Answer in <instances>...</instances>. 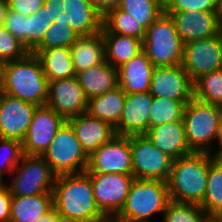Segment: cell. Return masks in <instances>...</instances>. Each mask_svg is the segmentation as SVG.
I'll use <instances>...</instances> for the list:
<instances>
[{
	"label": "cell",
	"mask_w": 222,
	"mask_h": 222,
	"mask_svg": "<svg viewBox=\"0 0 222 222\" xmlns=\"http://www.w3.org/2000/svg\"><path fill=\"white\" fill-rule=\"evenodd\" d=\"M67 121L88 155L116 135L115 128L110 123L91 117L88 113L71 117Z\"/></svg>",
	"instance_id": "20"
},
{
	"label": "cell",
	"mask_w": 222,
	"mask_h": 222,
	"mask_svg": "<svg viewBox=\"0 0 222 222\" xmlns=\"http://www.w3.org/2000/svg\"><path fill=\"white\" fill-rule=\"evenodd\" d=\"M117 7L139 21L146 30L165 12L161 0H118Z\"/></svg>",
	"instance_id": "29"
},
{
	"label": "cell",
	"mask_w": 222,
	"mask_h": 222,
	"mask_svg": "<svg viewBox=\"0 0 222 222\" xmlns=\"http://www.w3.org/2000/svg\"><path fill=\"white\" fill-rule=\"evenodd\" d=\"M165 13L173 19L184 45L191 41L217 36L222 32L215 12L165 11Z\"/></svg>",
	"instance_id": "19"
},
{
	"label": "cell",
	"mask_w": 222,
	"mask_h": 222,
	"mask_svg": "<svg viewBox=\"0 0 222 222\" xmlns=\"http://www.w3.org/2000/svg\"><path fill=\"white\" fill-rule=\"evenodd\" d=\"M7 187L12 196L52 194L57 175L42 156L23 155L12 171Z\"/></svg>",
	"instance_id": "8"
},
{
	"label": "cell",
	"mask_w": 222,
	"mask_h": 222,
	"mask_svg": "<svg viewBox=\"0 0 222 222\" xmlns=\"http://www.w3.org/2000/svg\"><path fill=\"white\" fill-rule=\"evenodd\" d=\"M142 47L155 67L182 64L184 44L173 19L165 12L146 30Z\"/></svg>",
	"instance_id": "5"
},
{
	"label": "cell",
	"mask_w": 222,
	"mask_h": 222,
	"mask_svg": "<svg viewBox=\"0 0 222 222\" xmlns=\"http://www.w3.org/2000/svg\"><path fill=\"white\" fill-rule=\"evenodd\" d=\"M3 26L27 49V16L8 8Z\"/></svg>",
	"instance_id": "39"
},
{
	"label": "cell",
	"mask_w": 222,
	"mask_h": 222,
	"mask_svg": "<svg viewBox=\"0 0 222 222\" xmlns=\"http://www.w3.org/2000/svg\"><path fill=\"white\" fill-rule=\"evenodd\" d=\"M2 94H3V88H2V84H0V98H1Z\"/></svg>",
	"instance_id": "54"
},
{
	"label": "cell",
	"mask_w": 222,
	"mask_h": 222,
	"mask_svg": "<svg viewBox=\"0 0 222 222\" xmlns=\"http://www.w3.org/2000/svg\"><path fill=\"white\" fill-rule=\"evenodd\" d=\"M210 216L200 205L170 199L162 222H207Z\"/></svg>",
	"instance_id": "34"
},
{
	"label": "cell",
	"mask_w": 222,
	"mask_h": 222,
	"mask_svg": "<svg viewBox=\"0 0 222 222\" xmlns=\"http://www.w3.org/2000/svg\"><path fill=\"white\" fill-rule=\"evenodd\" d=\"M88 174L91 178L95 201L100 211L106 217L117 215L125 203L135 177L117 173Z\"/></svg>",
	"instance_id": "13"
},
{
	"label": "cell",
	"mask_w": 222,
	"mask_h": 222,
	"mask_svg": "<svg viewBox=\"0 0 222 222\" xmlns=\"http://www.w3.org/2000/svg\"><path fill=\"white\" fill-rule=\"evenodd\" d=\"M5 64L6 62L0 59V84H3Z\"/></svg>",
	"instance_id": "50"
},
{
	"label": "cell",
	"mask_w": 222,
	"mask_h": 222,
	"mask_svg": "<svg viewBox=\"0 0 222 222\" xmlns=\"http://www.w3.org/2000/svg\"><path fill=\"white\" fill-rule=\"evenodd\" d=\"M194 98L222 106V69L204 74L194 81Z\"/></svg>",
	"instance_id": "32"
},
{
	"label": "cell",
	"mask_w": 222,
	"mask_h": 222,
	"mask_svg": "<svg viewBox=\"0 0 222 222\" xmlns=\"http://www.w3.org/2000/svg\"><path fill=\"white\" fill-rule=\"evenodd\" d=\"M218 145V150H215L212 155L213 157L222 163V132H221V135H220V140H219V143L217 144ZM220 146V147H219Z\"/></svg>",
	"instance_id": "47"
},
{
	"label": "cell",
	"mask_w": 222,
	"mask_h": 222,
	"mask_svg": "<svg viewBox=\"0 0 222 222\" xmlns=\"http://www.w3.org/2000/svg\"><path fill=\"white\" fill-rule=\"evenodd\" d=\"M188 102L153 97L150 128L182 120L184 108Z\"/></svg>",
	"instance_id": "33"
},
{
	"label": "cell",
	"mask_w": 222,
	"mask_h": 222,
	"mask_svg": "<svg viewBox=\"0 0 222 222\" xmlns=\"http://www.w3.org/2000/svg\"><path fill=\"white\" fill-rule=\"evenodd\" d=\"M161 1L165 5L169 0H161Z\"/></svg>",
	"instance_id": "55"
},
{
	"label": "cell",
	"mask_w": 222,
	"mask_h": 222,
	"mask_svg": "<svg viewBox=\"0 0 222 222\" xmlns=\"http://www.w3.org/2000/svg\"><path fill=\"white\" fill-rule=\"evenodd\" d=\"M182 66L193 82L204 74L222 69V32L186 43Z\"/></svg>",
	"instance_id": "12"
},
{
	"label": "cell",
	"mask_w": 222,
	"mask_h": 222,
	"mask_svg": "<svg viewBox=\"0 0 222 222\" xmlns=\"http://www.w3.org/2000/svg\"><path fill=\"white\" fill-rule=\"evenodd\" d=\"M29 51L3 25L0 26V59L5 62L23 58Z\"/></svg>",
	"instance_id": "38"
},
{
	"label": "cell",
	"mask_w": 222,
	"mask_h": 222,
	"mask_svg": "<svg viewBox=\"0 0 222 222\" xmlns=\"http://www.w3.org/2000/svg\"><path fill=\"white\" fill-rule=\"evenodd\" d=\"M42 157L57 176L85 172L89 160L68 121L58 129Z\"/></svg>",
	"instance_id": "7"
},
{
	"label": "cell",
	"mask_w": 222,
	"mask_h": 222,
	"mask_svg": "<svg viewBox=\"0 0 222 222\" xmlns=\"http://www.w3.org/2000/svg\"><path fill=\"white\" fill-rule=\"evenodd\" d=\"M145 135L157 148L173 159L193 153L186 141L183 120L152 127Z\"/></svg>",
	"instance_id": "21"
},
{
	"label": "cell",
	"mask_w": 222,
	"mask_h": 222,
	"mask_svg": "<svg viewBox=\"0 0 222 222\" xmlns=\"http://www.w3.org/2000/svg\"><path fill=\"white\" fill-rule=\"evenodd\" d=\"M87 173L133 175L131 136L115 135L89 155Z\"/></svg>",
	"instance_id": "11"
},
{
	"label": "cell",
	"mask_w": 222,
	"mask_h": 222,
	"mask_svg": "<svg viewBox=\"0 0 222 222\" xmlns=\"http://www.w3.org/2000/svg\"><path fill=\"white\" fill-rule=\"evenodd\" d=\"M53 208V194L12 196L10 222H35Z\"/></svg>",
	"instance_id": "27"
},
{
	"label": "cell",
	"mask_w": 222,
	"mask_h": 222,
	"mask_svg": "<svg viewBox=\"0 0 222 222\" xmlns=\"http://www.w3.org/2000/svg\"><path fill=\"white\" fill-rule=\"evenodd\" d=\"M45 105L67 121L71 117L87 113L88 99L74 76L49 82Z\"/></svg>",
	"instance_id": "16"
},
{
	"label": "cell",
	"mask_w": 222,
	"mask_h": 222,
	"mask_svg": "<svg viewBox=\"0 0 222 222\" xmlns=\"http://www.w3.org/2000/svg\"><path fill=\"white\" fill-rule=\"evenodd\" d=\"M12 195L5 187L0 190V222H10Z\"/></svg>",
	"instance_id": "42"
},
{
	"label": "cell",
	"mask_w": 222,
	"mask_h": 222,
	"mask_svg": "<svg viewBox=\"0 0 222 222\" xmlns=\"http://www.w3.org/2000/svg\"><path fill=\"white\" fill-rule=\"evenodd\" d=\"M153 96L150 92L126 94L116 135H143L150 129V110Z\"/></svg>",
	"instance_id": "18"
},
{
	"label": "cell",
	"mask_w": 222,
	"mask_h": 222,
	"mask_svg": "<svg viewBox=\"0 0 222 222\" xmlns=\"http://www.w3.org/2000/svg\"><path fill=\"white\" fill-rule=\"evenodd\" d=\"M220 110H221V120H222V106H220Z\"/></svg>",
	"instance_id": "56"
},
{
	"label": "cell",
	"mask_w": 222,
	"mask_h": 222,
	"mask_svg": "<svg viewBox=\"0 0 222 222\" xmlns=\"http://www.w3.org/2000/svg\"><path fill=\"white\" fill-rule=\"evenodd\" d=\"M78 38L79 36L69 24L54 22L44 33L42 42L32 51V53L37 55L44 49L71 47Z\"/></svg>",
	"instance_id": "35"
},
{
	"label": "cell",
	"mask_w": 222,
	"mask_h": 222,
	"mask_svg": "<svg viewBox=\"0 0 222 222\" xmlns=\"http://www.w3.org/2000/svg\"><path fill=\"white\" fill-rule=\"evenodd\" d=\"M3 177L4 175L0 173V190L7 187V181L4 182Z\"/></svg>",
	"instance_id": "51"
},
{
	"label": "cell",
	"mask_w": 222,
	"mask_h": 222,
	"mask_svg": "<svg viewBox=\"0 0 222 222\" xmlns=\"http://www.w3.org/2000/svg\"><path fill=\"white\" fill-rule=\"evenodd\" d=\"M48 222H71L67 219L61 218L58 213L56 212V210L54 208H52L49 212H48Z\"/></svg>",
	"instance_id": "44"
},
{
	"label": "cell",
	"mask_w": 222,
	"mask_h": 222,
	"mask_svg": "<svg viewBox=\"0 0 222 222\" xmlns=\"http://www.w3.org/2000/svg\"><path fill=\"white\" fill-rule=\"evenodd\" d=\"M23 155L22 142L0 138V173L10 175Z\"/></svg>",
	"instance_id": "37"
},
{
	"label": "cell",
	"mask_w": 222,
	"mask_h": 222,
	"mask_svg": "<svg viewBox=\"0 0 222 222\" xmlns=\"http://www.w3.org/2000/svg\"><path fill=\"white\" fill-rule=\"evenodd\" d=\"M149 92L153 97L191 101L194 98V82L190 79L182 64L155 67Z\"/></svg>",
	"instance_id": "15"
},
{
	"label": "cell",
	"mask_w": 222,
	"mask_h": 222,
	"mask_svg": "<svg viewBox=\"0 0 222 222\" xmlns=\"http://www.w3.org/2000/svg\"><path fill=\"white\" fill-rule=\"evenodd\" d=\"M155 66L142 50L118 69V85L126 93L149 92Z\"/></svg>",
	"instance_id": "22"
},
{
	"label": "cell",
	"mask_w": 222,
	"mask_h": 222,
	"mask_svg": "<svg viewBox=\"0 0 222 222\" xmlns=\"http://www.w3.org/2000/svg\"><path fill=\"white\" fill-rule=\"evenodd\" d=\"M109 217L113 220V222H146V221L126 219V218L121 217L119 215H113V216H109Z\"/></svg>",
	"instance_id": "48"
},
{
	"label": "cell",
	"mask_w": 222,
	"mask_h": 222,
	"mask_svg": "<svg viewBox=\"0 0 222 222\" xmlns=\"http://www.w3.org/2000/svg\"><path fill=\"white\" fill-rule=\"evenodd\" d=\"M35 222H48V213H46L42 217L38 218Z\"/></svg>",
	"instance_id": "52"
},
{
	"label": "cell",
	"mask_w": 222,
	"mask_h": 222,
	"mask_svg": "<svg viewBox=\"0 0 222 222\" xmlns=\"http://www.w3.org/2000/svg\"><path fill=\"white\" fill-rule=\"evenodd\" d=\"M65 121L52 108L46 105L38 106L22 141L23 153L42 156Z\"/></svg>",
	"instance_id": "14"
},
{
	"label": "cell",
	"mask_w": 222,
	"mask_h": 222,
	"mask_svg": "<svg viewBox=\"0 0 222 222\" xmlns=\"http://www.w3.org/2000/svg\"><path fill=\"white\" fill-rule=\"evenodd\" d=\"M210 219L213 222H222V210L215 212L213 215L210 216Z\"/></svg>",
	"instance_id": "49"
},
{
	"label": "cell",
	"mask_w": 222,
	"mask_h": 222,
	"mask_svg": "<svg viewBox=\"0 0 222 222\" xmlns=\"http://www.w3.org/2000/svg\"><path fill=\"white\" fill-rule=\"evenodd\" d=\"M101 33L105 43V60L115 68L130 61L143 50L142 40L110 33L104 26Z\"/></svg>",
	"instance_id": "25"
},
{
	"label": "cell",
	"mask_w": 222,
	"mask_h": 222,
	"mask_svg": "<svg viewBox=\"0 0 222 222\" xmlns=\"http://www.w3.org/2000/svg\"><path fill=\"white\" fill-rule=\"evenodd\" d=\"M53 194V208L61 218L71 222H95L106 216L98 208L89 174L57 176Z\"/></svg>",
	"instance_id": "1"
},
{
	"label": "cell",
	"mask_w": 222,
	"mask_h": 222,
	"mask_svg": "<svg viewBox=\"0 0 222 222\" xmlns=\"http://www.w3.org/2000/svg\"><path fill=\"white\" fill-rule=\"evenodd\" d=\"M170 200L167 181L135 179L125 203L117 214L130 220L146 221L154 215L161 218Z\"/></svg>",
	"instance_id": "6"
},
{
	"label": "cell",
	"mask_w": 222,
	"mask_h": 222,
	"mask_svg": "<svg viewBox=\"0 0 222 222\" xmlns=\"http://www.w3.org/2000/svg\"><path fill=\"white\" fill-rule=\"evenodd\" d=\"M210 154L192 153L174 159L167 187L172 200L201 205L207 184Z\"/></svg>",
	"instance_id": "3"
},
{
	"label": "cell",
	"mask_w": 222,
	"mask_h": 222,
	"mask_svg": "<svg viewBox=\"0 0 222 222\" xmlns=\"http://www.w3.org/2000/svg\"><path fill=\"white\" fill-rule=\"evenodd\" d=\"M76 77L88 100L119 86L118 69L107 61L76 73Z\"/></svg>",
	"instance_id": "23"
},
{
	"label": "cell",
	"mask_w": 222,
	"mask_h": 222,
	"mask_svg": "<svg viewBox=\"0 0 222 222\" xmlns=\"http://www.w3.org/2000/svg\"><path fill=\"white\" fill-rule=\"evenodd\" d=\"M165 11H207L216 12V0H169Z\"/></svg>",
	"instance_id": "40"
},
{
	"label": "cell",
	"mask_w": 222,
	"mask_h": 222,
	"mask_svg": "<svg viewBox=\"0 0 222 222\" xmlns=\"http://www.w3.org/2000/svg\"><path fill=\"white\" fill-rule=\"evenodd\" d=\"M75 73L105 62V43L102 33L81 36L70 47Z\"/></svg>",
	"instance_id": "24"
},
{
	"label": "cell",
	"mask_w": 222,
	"mask_h": 222,
	"mask_svg": "<svg viewBox=\"0 0 222 222\" xmlns=\"http://www.w3.org/2000/svg\"><path fill=\"white\" fill-rule=\"evenodd\" d=\"M91 4L103 15L110 9L117 6L118 0H89Z\"/></svg>",
	"instance_id": "43"
},
{
	"label": "cell",
	"mask_w": 222,
	"mask_h": 222,
	"mask_svg": "<svg viewBox=\"0 0 222 222\" xmlns=\"http://www.w3.org/2000/svg\"><path fill=\"white\" fill-rule=\"evenodd\" d=\"M182 120L190 150L193 153L213 154L216 150L214 145L219 143L222 132L220 106L193 98L185 105Z\"/></svg>",
	"instance_id": "4"
},
{
	"label": "cell",
	"mask_w": 222,
	"mask_h": 222,
	"mask_svg": "<svg viewBox=\"0 0 222 222\" xmlns=\"http://www.w3.org/2000/svg\"><path fill=\"white\" fill-rule=\"evenodd\" d=\"M103 26L110 33L126 35L142 41L146 35V29L140 22L132 18L130 14L120 10L117 6L103 15Z\"/></svg>",
	"instance_id": "30"
},
{
	"label": "cell",
	"mask_w": 222,
	"mask_h": 222,
	"mask_svg": "<svg viewBox=\"0 0 222 222\" xmlns=\"http://www.w3.org/2000/svg\"><path fill=\"white\" fill-rule=\"evenodd\" d=\"M131 157L135 179L167 181L174 159L157 148L145 134L131 135Z\"/></svg>",
	"instance_id": "10"
},
{
	"label": "cell",
	"mask_w": 222,
	"mask_h": 222,
	"mask_svg": "<svg viewBox=\"0 0 222 222\" xmlns=\"http://www.w3.org/2000/svg\"><path fill=\"white\" fill-rule=\"evenodd\" d=\"M200 207L209 215L222 210V163L210 154L206 190Z\"/></svg>",
	"instance_id": "31"
},
{
	"label": "cell",
	"mask_w": 222,
	"mask_h": 222,
	"mask_svg": "<svg viewBox=\"0 0 222 222\" xmlns=\"http://www.w3.org/2000/svg\"><path fill=\"white\" fill-rule=\"evenodd\" d=\"M37 56L48 82L76 76L70 47L44 49Z\"/></svg>",
	"instance_id": "28"
},
{
	"label": "cell",
	"mask_w": 222,
	"mask_h": 222,
	"mask_svg": "<svg viewBox=\"0 0 222 222\" xmlns=\"http://www.w3.org/2000/svg\"><path fill=\"white\" fill-rule=\"evenodd\" d=\"M45 0H7L8 8L24 16H30L44 6Z\"/></svg>",
	"instance_id": "41"
},
{
	"label": "cell",
	"mask_w": 222,
	"mask_h": 222,
	"mask_svg": "<svg viewBox=\"0 0 222 222\" xmlns=\"http://www.w3.org/2000/svg\"><path fill=\"white\" fill-rule=\"evenodd\" d=\"M95 222H113V220L110 217H105V218L95 221Z\"/></svg>",
	"instance_id": "53"
},
{
	"label": "cell",
	"mask_w": 222,
	"mask_h": 222,
	"mask_svg": "<svg viewBox=\"0 0 222 222\" xmlns=\"http://www.w3.org/2000/svg\"><path fill=\"white\" fill-rule=\"evenodd\" d=\"M125 99L126 93L117 86L102 95L90 98L87 113L91 117L110 123L115 128L119 123Z\"/></svg>",
	"instance_id": "26"
},
{
	"label": "cell",
	"mask_w": 222,
	"mask_h": 222,
	"mask_svg": "<svg viewBox=\"0 0 222 222\" xmlns=\"http://www.w3.org/2000/svg\"><path fill=\"white\" fill-rule=\"evenodd\" d=\"M216 16H217V22L220 27V30L222 31V0H216Z\"/></svg>",
	"instance_id": "46"
},
{
	"label": "cell",
	"mask_w": 222,
	"mask_h": 222,
	"mask_svg": "<svg viewBox=\"0 0 222 222\" xmlns=\"http://www.w3.org/2000/svg\"><path fill=\"white\" fill-rule=\"evenodd\" d=\"M46 8L41 7L34 14L27 16V50L32 52L41 42L44 33L54 23Z\"/></svg>",
	"instance_id": "36"
},
{
	"label": "cell",
	"mask_w": 222,
	"mask_h": 222,
	"mask_svg": "<svg viewBox=\"0 0 222 222\" xmlns=\"http://www.w3.org/2000/svg\"><path fill=\"white\" fill-rule=\"evenodd\" d=\"M7 11H8L7 0H0V26L4 24Z\"/></svg>",
	"instance_id": "45"
},
{
	"label": "cell",
	"mask_w": 222,
	"mask_h": 222,
	"mask_svg": "<svg viewBox=\"0 0 222 222\" xmlns=\"http://www.w3.org/2000/svg\"><path fill=\"white\" fill-rule=\"evenodd\" d=\"M48 83L38 56L32 52L5 64L4 94L43 106L47 101Z\"/></svg>",
	"instance_id": "2"
},
{
	"label": "cell",
	"mask_w": 222,
	"mask_h": 222,
	"mask_svg": "<svg viewBox=\"0 0 222 222\" xmlns=\"http://www.w3.org/2000/svg\"><path fill=\"white\" fill-rule=\"evenodd\" d=\"M37 107L3 93L0 98V138L22 142Z\"/></svg>",
	"instance_id": "17"
},
{
	"label": "cell",
	"mask_w": 222,
	"mask_h": 222,
	"mask_svg": "<svg viewBox=\"0 0 222 222\" xmlns=\"http://www.w3.org/2000/svg\"><path fill=\"white\" fill-rule=\"evenodd\" d=\"M44 8L54 22L69 24L79 37L102 31L103 14L89 0H45Z\"/></svg>",
	"instance_id": "9"
}]
</instances>
